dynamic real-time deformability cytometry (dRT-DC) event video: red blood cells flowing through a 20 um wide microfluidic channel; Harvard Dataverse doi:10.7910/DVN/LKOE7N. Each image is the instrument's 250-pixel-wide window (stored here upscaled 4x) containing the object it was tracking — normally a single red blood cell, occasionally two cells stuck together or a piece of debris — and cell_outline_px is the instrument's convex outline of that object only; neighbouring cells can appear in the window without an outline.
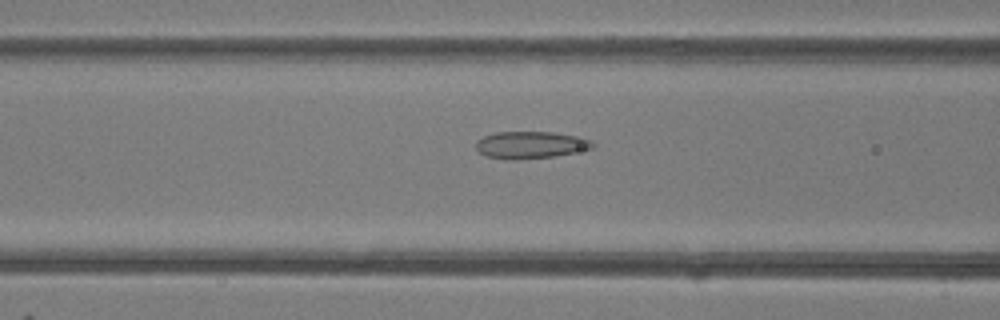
{"species": "common noctule bat (a hibernating species)", "species_latin": "Nyctalus noctula", "temperature_condition": "room temperature", "stored_images_in_passage": 49, "camera_frame_rate_fps": 3000, "um_per_image_px": 0.085, "animal": {"sex": "female"}, "frame": {"image": 1, "passage_image": 20, "time_ms": 6.333, "image_size_px": [1000, 320], "cell_outline_px": [[596, 144], [592, 148], [556, 156], [516, 160], [508, 160], [488, 156], [480, 152], [476, 148], [476, 140], [484, 136], [496, 132], [552, 132], [576, 136], [592, 140]], "centroid_in_image_um": [45.1, 12.32], "position_along_channel_um": 121.5, "area_um2": 18.44}}
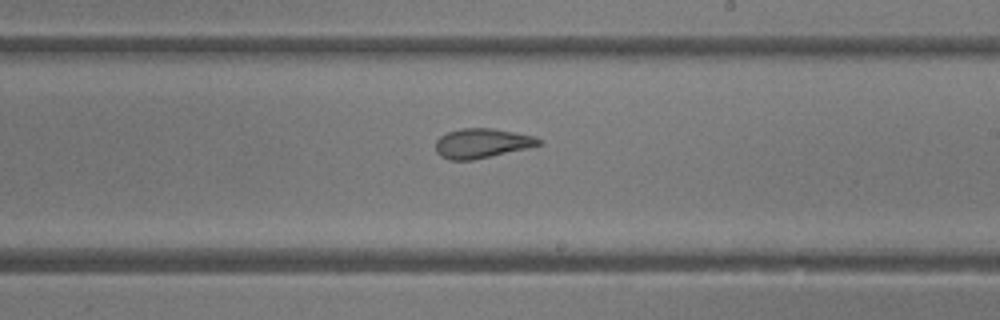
{"frame": {"image": 2, "passage_image": 29, "time_ms": 9.333, "image_size_px": [1000, 320], "cell_outline_px": [[544, 144], [528, 148], [472, 160], [448, 160], [440, 156], [436, 152], [436, 140], [440, 136], [448, 132], [460, 128], [492, 128], [516, 132], [536, 136], [544, 140]], "centroid_in_image_um": [41.0, 12.17], "position_along_channel_um": 248.0, "area_um2": 18.03}}
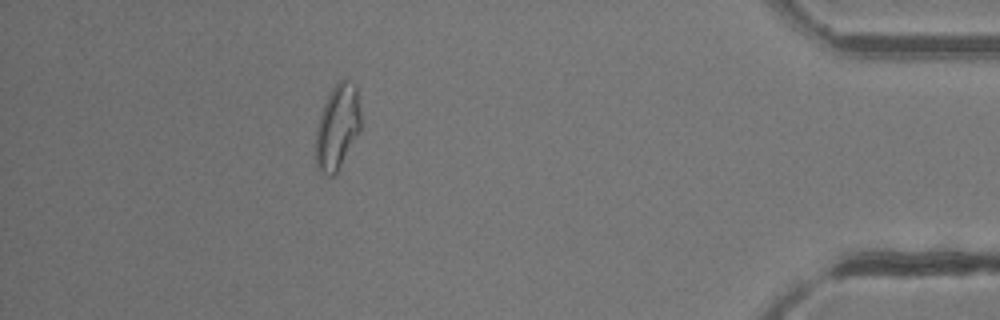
{"frame": {"image": 3, "passage_image": 44, "time_ms": 14.333, "image_size_px": [1000, 320], "cell_outline_px": [[360, 132], [336, 172], [332, 176], [328, 176], [320, 172], [316, 168], [316, 128], [320, 112], [328, 92], [344, 76], [356, 84], [360, 112]], "centroid_in_image_um": [28.67, 10.74], "position_along_channel_um": 406.5, "area_um2": 22.6}, "authors_computed_cell_mechanics": {"area_um2": 21.0392, "velocity_mm_per_s": 4.2241, "shape_relaxation_time_tau1_ms": null, "shape_relaxation_time_tau2_ms": 1.59, "deformation_change_tau1": null, "deformation_change_tau2": 0.0832}}